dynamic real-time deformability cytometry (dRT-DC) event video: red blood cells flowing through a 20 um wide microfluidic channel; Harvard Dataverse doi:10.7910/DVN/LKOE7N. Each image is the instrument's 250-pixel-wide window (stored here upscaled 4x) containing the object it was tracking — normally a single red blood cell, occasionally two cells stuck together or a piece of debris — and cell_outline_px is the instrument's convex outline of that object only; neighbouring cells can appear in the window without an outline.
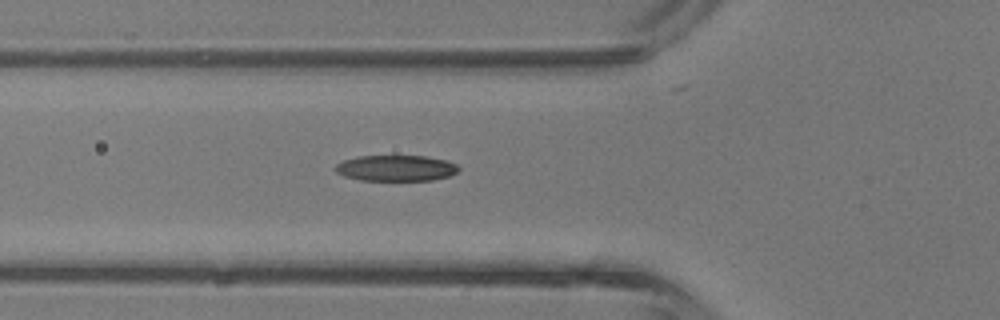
{"species": "common noctule bat (a hibernating species)", "species_latin": "Nyctalus noctula", "temperature_condition": "room temperature", "stored_images_in_passage": 26, "camera_frame_rate_fps": 3000, "um_per_image_px": 0.085, "animal": {"sex": "male", "body_mass_g": 13.3}, "frame": {"image": 1, "passage_image": 2, "time_ms": 0.333, "image_size_px": [1000, 320], "cell_outline_px": [[460, 168], [456, 172], [448, 176], [432, 180], [360, 180], [344, 176], [336, 172], [336, 164], [344, 160], [356, 156], [428, 156], [444, 160], [456, 164]], "centroid_in_image_um": [33.64, 14.28], "position_along_channel_um": 92.2, "area_um2": 18.5}}
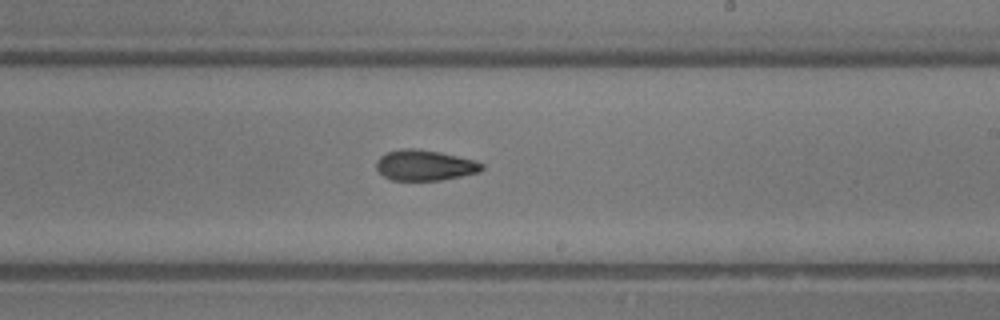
{"frame": {"image": 2, "passage_image": 12, "time_ms": 3.667, "image_size_px": [1000, 320], "cell_outline_px": [[484, 168], [480, 172], [440, 180], [392, 180], [384, 176], [376, 168], [376, 160], [380, 156], [388, 152], [400, 148], [416, 148], [440, 152], [476, 160], [484, 164]], "centroid_in_image_um": [36.11, 14.03], "position_along_channel_um": 252.9, "area_um2": 18.9}}
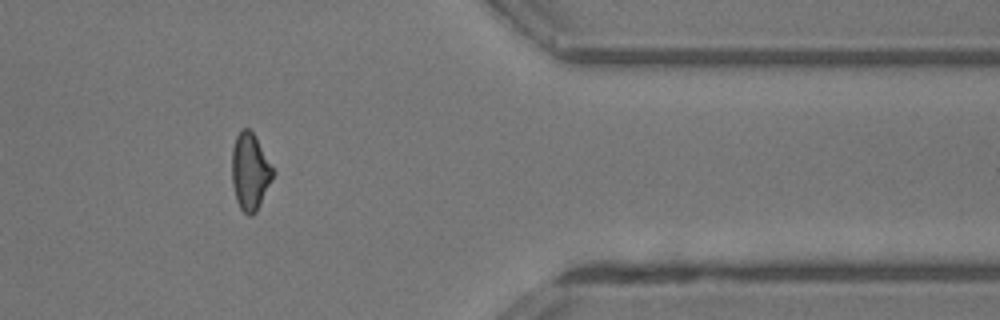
{"frame": {"image": 3, "passage_image": 22, "time_ms": 7.0, "image_size_px": [1000, 320], "cell_outline_px": [[276, 172], [256, 212], [252, 216], [248, 216], [240, 208], [236, 200], [232, 184], [232, 148], [236, 136], [240, 128], [248, 128], [252, 132]], "centroid_in_image_um": [21.25, 14.6], "position_along_channel_um": 390.2, "area_um2": 18.44}}